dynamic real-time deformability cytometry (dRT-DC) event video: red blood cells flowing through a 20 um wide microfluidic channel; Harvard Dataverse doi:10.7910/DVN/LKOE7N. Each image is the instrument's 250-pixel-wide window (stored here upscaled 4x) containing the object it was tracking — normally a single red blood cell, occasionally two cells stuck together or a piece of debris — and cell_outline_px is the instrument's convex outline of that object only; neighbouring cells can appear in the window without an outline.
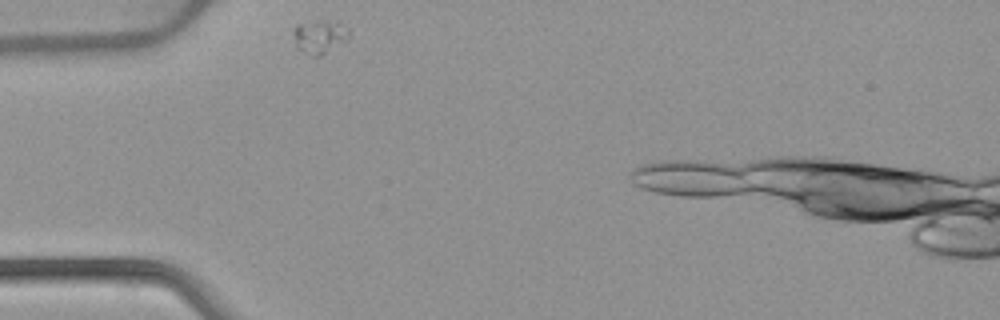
{"species": "common noctule bat (a hibernating species)", "species_latin": "Nyctalus noctula", "temperature_condition": "warm", "stored_images_in_passage": 18, "segment_of_instrument_passage": [1, 2], "camera_frame_rate_fps": 3000, "um_per_image_px": 0.085, "animal": {"sex": "female", "body_mass_g": 22.7, "forearm_length_mm": 54.2}, "frame": {"image": 1, "passage_image": 1, "time_ms": 0.0, "image_size_px": [1000, 320], "cell_outline_px": [[348, 40], [344, 44], [320, 56], [312, 56], [296, 48], [292, 32], [292, 28], [296, 24], [328, 20], [340, 20], [348, 32]], "centroid_in_image_um": [27.17, 3.11], "position_along_channel_um": 57.8, "area_um2": 11.21}}
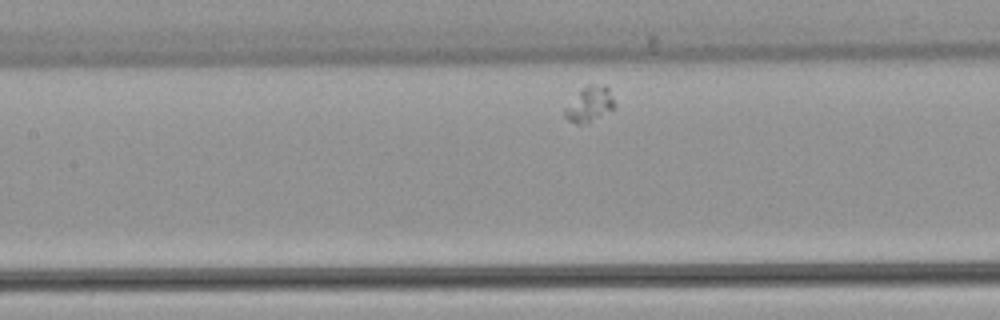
{"frame": {"image": 2, "passage_image": 11, "time_ms": 3.333, "image_size_px": [1000, 320], "cell_outline_px": [[616, 108], [580, 124], [576, 124], [568, 120], [564, 116], [564, 108], [580, 88], [588, 84], [604, 84], [608, 88], [616, 104]], "centroid_in_image_um": [50.1, 8.81], "position_along_channel_um": 157.3, "area_um2": 10.17}}